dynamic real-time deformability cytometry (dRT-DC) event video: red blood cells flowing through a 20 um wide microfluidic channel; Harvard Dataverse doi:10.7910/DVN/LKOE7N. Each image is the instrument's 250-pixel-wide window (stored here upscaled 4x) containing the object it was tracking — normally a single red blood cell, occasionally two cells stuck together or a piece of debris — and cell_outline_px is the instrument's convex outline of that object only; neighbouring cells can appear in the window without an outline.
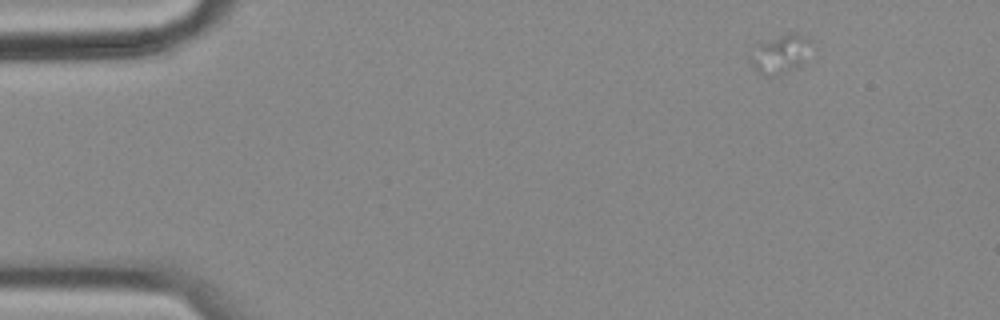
{"species": "common noctule bat (a hibernating species)", "species_latin": "Nyctalus noctula", "temperature_condition": "cold", "stored_images_in_passage": 16, "camera_frame_rate_fps": 3000, "um_per_image_px": 0.085, "animal": {"sex": "female", "body_mass_g": 18.4}, "frame": {"image": 1, "passage_image": 1, "time_ms": 0.0, "image_size_px": [1000, 320], "cell_outline_px": [[816, 48], [800, 64], [784, 72], [772, 76], [760, 76], [756, 72], [748, 60], [748, 56], [756, 40], [788, 32], [804, 32], [816, 44]], "centroid_in_image_um": [66.32, 4.49], "position_along_channel_um": 18.7, "area_um2": 15.2}}